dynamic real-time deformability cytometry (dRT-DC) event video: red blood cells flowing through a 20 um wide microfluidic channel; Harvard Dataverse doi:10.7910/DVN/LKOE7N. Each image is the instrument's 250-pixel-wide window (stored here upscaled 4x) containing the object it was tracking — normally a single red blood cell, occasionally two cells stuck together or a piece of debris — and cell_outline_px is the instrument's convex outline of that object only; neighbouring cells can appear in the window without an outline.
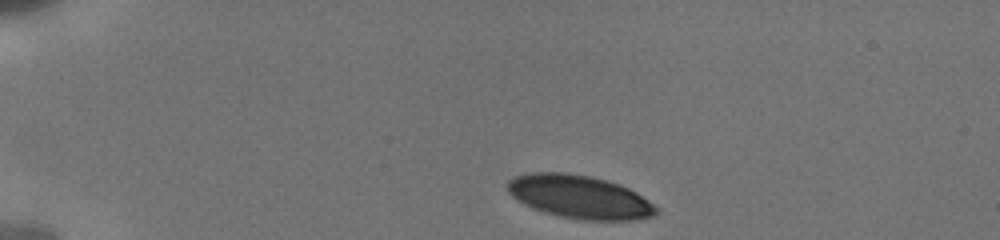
{"species": "human", "species_latin": "Homo sapiens", "temperature_condition": "cold", "stored_images_in_passage": 33, "camera_frame_rate_fps": 3000, "um_per_image_px": 0.085, "donor": {"sex": "male"}, "frame": {"image": 1, "passage_image": 1, "time_ms": 0.0, "image_size_px": [1000, 240], "cell_outline_px": [[660, 212], [652, 216], [636, 220], [580, 220], [560, 216], [544, 212], [532, 208], [524, 204], [512, 196], [508, 192], [508, 180], [516, 176], [528, 172], [568, 172], [608, 180], [620, 184], [636, 192], [660, 208]], "centroid_in_image_um": [49.29, 16.73], "position_along_channel_um": 35.7, "area_um2": 37.74}}
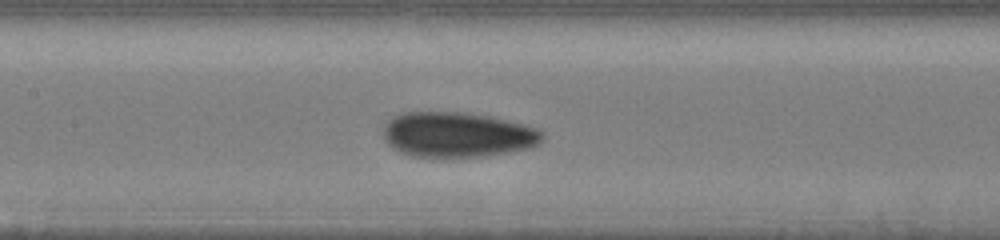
{"frame": {"image": 2, "passage_image": 19, "time_ms": 5.333, "image_size_px": [1000, 240], "cell_outline_px": [[544, 140], [540, 144], [528, 148], [488, 156], [412, 156], [400, 152], [392, 148], [384, 140], [384, 124], [392, 116], [400, 112], [464, 112], [492, 116], [524, 124], [536, 128], [544, 132]], "centroid_in_image_um": [38.89, 11.43], "position_along_channel_um": 168.5, "area_um2": 42.14}}
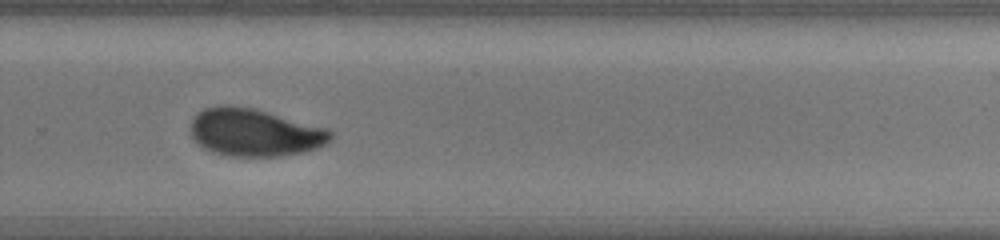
{"frame": {"image": 3, "passage_image": 32, "time_ms": 9.0, "image_size_px": [1000, 240], "cell_outline_px": [[332, 140], [316, 148], [304, 152], [280, 156], [232, 156], [212, 152], [204, 148], [192, 136], [188, 128], [192, 120], [204, 108], [216, 104], [228, 104], [256, 108], [328, 128], [332, 132]], "centroid_in_image_um": [21.64, 11.24], "position_along_channel_um": 308.2, "area_um2": 39.25}}